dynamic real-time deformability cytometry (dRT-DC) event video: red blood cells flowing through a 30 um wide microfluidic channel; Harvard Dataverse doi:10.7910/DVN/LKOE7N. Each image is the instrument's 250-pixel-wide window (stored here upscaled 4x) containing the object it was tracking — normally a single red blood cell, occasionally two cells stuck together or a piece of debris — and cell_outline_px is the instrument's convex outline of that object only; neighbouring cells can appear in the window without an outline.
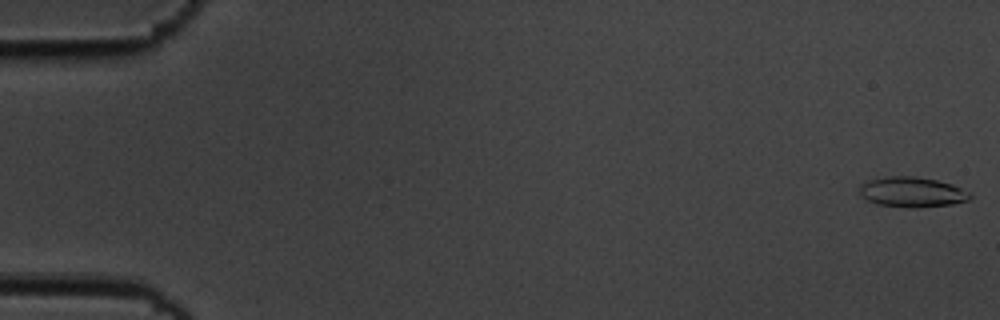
{"species": "common noctule bat (a hibernating species)", "species_latin": "Nyctalus noctula", "temperature_condition": "cold", "stored_images_in_passage": 5, "camera_frame_rate_fps": 3000, "um_per_image_px": 0.085, "animal": {"sex": "male", "body_mass_g": 19.5, "forearm_length_mm": 54.6}, "frame": {"image": 1, "passage_image": 1, "time_ms": 0.0, "image_size_px": [1000, 320], "cell_outline_px": [[972, 196], [968, 200], [952, 204], [916, 208], [912, 208], [876, 204], [860, 196], [860, 184], [868, 180], [888, 176], [916, 176], [936, 180], [952, 184], [972, 192]], "centroid_in_image_um": [77.54, 16.32], "position_along_channel_um": 7.5, "area_um2": 19.59}}
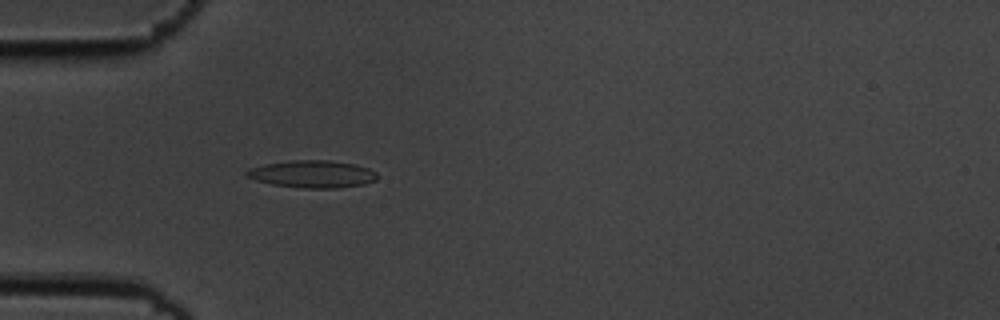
{"frame": {"image": 2, "passage_image": 5, "time_ms": 1.333, "image_size_px": [1000, 320], "cell_outline_px": [[376, 180], [364, 184], [336, 188], [304, 188], [272, 184], [256, 180], [244, 176], [244, 172], [248, 168], [264, 164], [292, 160], [332, 160], [356, 164], [368, 168], [376, 172]], "centroid_in_image_um": [26.52, 14.78], "position_along_channel_um": 58.5, "area_um2": 20.92}}